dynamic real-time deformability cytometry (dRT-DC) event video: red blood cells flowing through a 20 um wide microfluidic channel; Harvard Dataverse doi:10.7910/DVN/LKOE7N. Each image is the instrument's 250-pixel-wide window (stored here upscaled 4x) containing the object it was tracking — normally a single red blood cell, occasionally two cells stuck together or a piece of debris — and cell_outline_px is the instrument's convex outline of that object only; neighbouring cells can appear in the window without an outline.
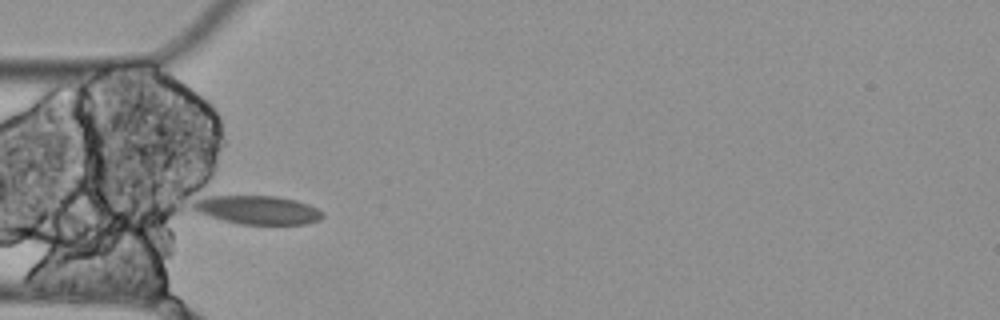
{"species": "Egyptian fruit bat (a non-hibernating species)", "species_latin": "Rousettus aegyptiacus", "temperature_condition": "cold", "stored_images_in_passage": 12, "camera_frame_rate_fps": 3000, "um_per_image_px": 0.085, "animal": {"sex": "female"}, "frame": {"image": 1, "passage_image": 4, "time_ms": 1.0, "image_size_px": [1000, 320], "cell_outline_px": [[324, 216], [320, 220], [308, 224], [240, 224], [208, 216], [196, 212], [192, 208], [192, 204], [204, 192], [276, 196], [296, 200], [308, 204], [324, 212]], "centroid_in_image_um": [21.77, 17.78], "position_along_channel_um": 63.2, "area_um2": 22.83}}
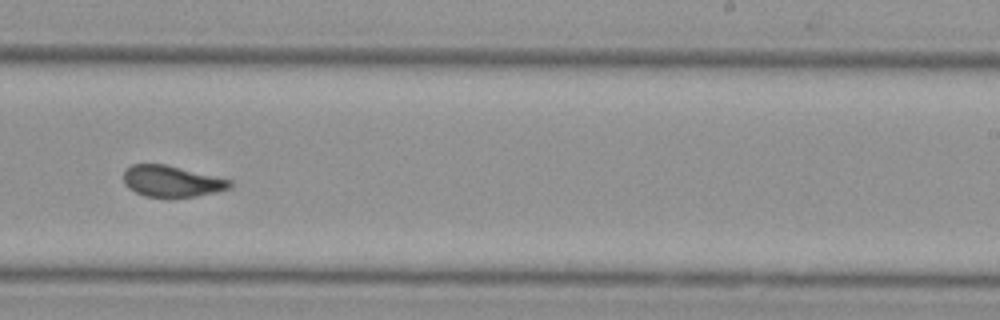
{"frame": {"image": 2, "passage_image": 9, "time_ms": 2.667, "image_size_px": [1000, 320], "cell_outline_px": [[232, 188], [216, 192], [196, 196], [144, 196], [128, 188], [124, 184], [124, 168], [132, 164], [164, 164], [232, 180]], "centroid_in_image_um": [14.58, 15.39], "position_along_channel_um": 274.4, "area_um2": 19.19}}
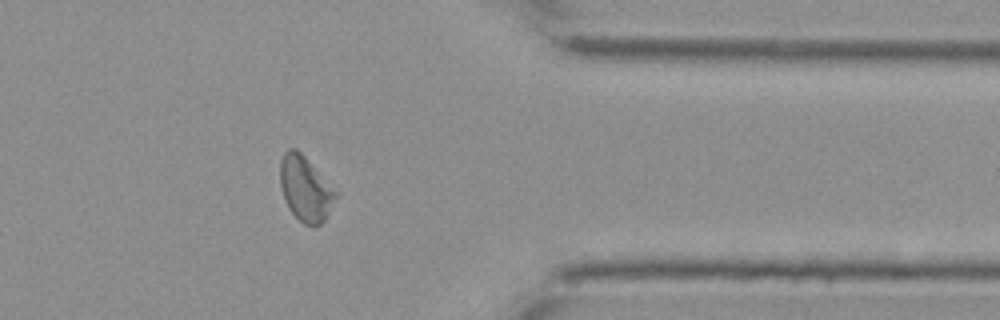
{"frame": {"image": 3, "passage_image": 12, "time_ms": 3.667, "image_size_px": [1000, 320], "cell_outline_px": [[340, 192], [324, 220], [316, 228], [312, 228], [304, 224], [288, 208], [284, 200], [280, 184], [280, 160], [284, 152], [288, 148], [296, 148]], "centroid_in_image_um": [25.98, 16.05], "position_along_channel_um": 385.4, "area_um2": 21.39}}